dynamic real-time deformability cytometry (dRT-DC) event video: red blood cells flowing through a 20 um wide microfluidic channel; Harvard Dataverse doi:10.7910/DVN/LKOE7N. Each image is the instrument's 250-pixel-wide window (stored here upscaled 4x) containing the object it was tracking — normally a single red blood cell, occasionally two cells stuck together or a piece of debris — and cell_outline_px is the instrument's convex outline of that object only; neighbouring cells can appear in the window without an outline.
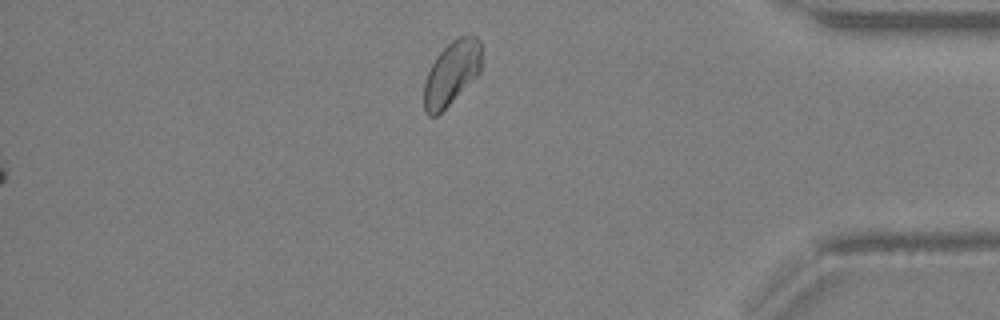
{"species": "Egyptian fruit bat (a non-hibernating species)", "species_latin": "Rousettus aegyptiacus", "temperature_condition": "warm", "stored_images_in_passage": 41, "segment_of_instrument_passage": [2, 2], "camera_frame_rate_fps": 3000, "um_per_image_px": 0.085, "animal": {"sex": "female"}, "frame": {"image": 1, "passage_image": 41, "time_ms": 13.333, "image_size_px": [1000, 320], "cell_outline_px": [[480, 72], [436, 116], [428, 116], [424, 112], [424, 84], [428, 72], [436, 56], [456, 36], [476, 36], [480, 40]], "centroid_in_image_um": [38.36, 6.2], "position_along_channel_um": 396.8, "area_um2": 20.98}}